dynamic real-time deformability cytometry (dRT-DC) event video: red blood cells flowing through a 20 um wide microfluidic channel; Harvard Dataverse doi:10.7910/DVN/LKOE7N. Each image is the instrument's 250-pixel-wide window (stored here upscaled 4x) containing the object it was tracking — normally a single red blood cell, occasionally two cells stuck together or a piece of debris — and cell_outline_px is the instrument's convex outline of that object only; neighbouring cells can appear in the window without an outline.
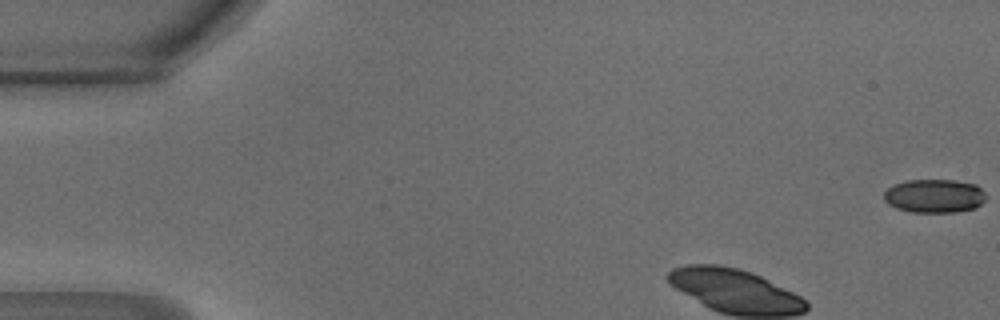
{"species": "common noctule bat (a hibernating species)", "species_latin": "Nyctalus noctula", "temperature_condition": "warm", "stored_images_in_passage": 43, "camera_frame_rate_fps": 3000, "um_per_image_px": 0.085, "animal": {"sex": "male", "body_mass_g": 18.8}, "frame": {"image": 1, "passage_image": 1, "time_ms": 0.0, "image_size_px": [1000, 320], "cell_outline_px": [[984, 200], [976, 208], [956, 212], [912, 212], [896, 208], [888, 204], [884, 200], [884, 192], [892, 184], [908, 180], [956, 180], [976, 184], [984, 192]], "centroid_in_image_um": [79.4, 16.65], "position_along_channel_um": 5.6, "area_um2": 20.06}}